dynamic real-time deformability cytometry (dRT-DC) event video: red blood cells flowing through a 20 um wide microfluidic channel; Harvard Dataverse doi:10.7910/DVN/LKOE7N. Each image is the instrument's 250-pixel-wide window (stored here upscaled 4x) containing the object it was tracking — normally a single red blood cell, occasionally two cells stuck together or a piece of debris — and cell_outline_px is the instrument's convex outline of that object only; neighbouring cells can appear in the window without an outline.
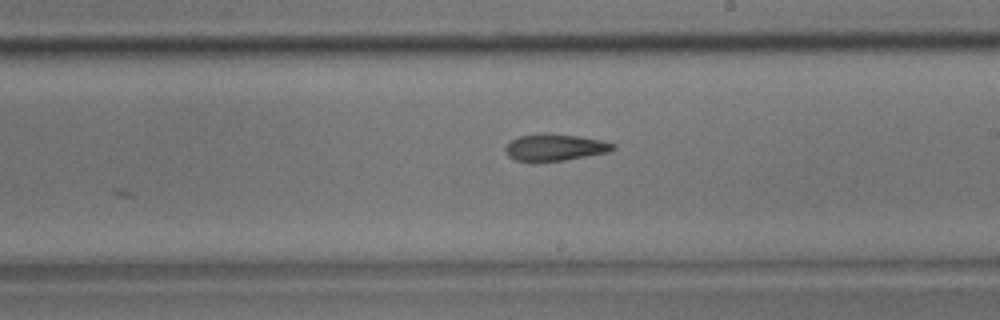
{"species": "common noctule bat (a hibernating species)", "species_latin": "Nyctalus noctula", "temperature_condition": "room temperature", "stored_images_in_passage": 26, "camera_frame_rate_fps": 3000, "um_per_image_px": 0.085, "animal": {"sex": "male", "body_mass_g": 17.9}, "frame": {"image": 1, "passage_image": 18, "time_ms": 5.667, "image_size_px": [1000, 320], "cell_outline_px": [[616, 148], [608, 152], [564, 160], [532, 164], [516, 160], [508, 156], [504, 148], [512, 140], [520, 136], [544, 132], [576, 136], [600, 140], [616, 144]], "centroid_in_image_um": [47.12, 12.55], "position_along_channel_um": 241.9, "area_um2": 17.11}}